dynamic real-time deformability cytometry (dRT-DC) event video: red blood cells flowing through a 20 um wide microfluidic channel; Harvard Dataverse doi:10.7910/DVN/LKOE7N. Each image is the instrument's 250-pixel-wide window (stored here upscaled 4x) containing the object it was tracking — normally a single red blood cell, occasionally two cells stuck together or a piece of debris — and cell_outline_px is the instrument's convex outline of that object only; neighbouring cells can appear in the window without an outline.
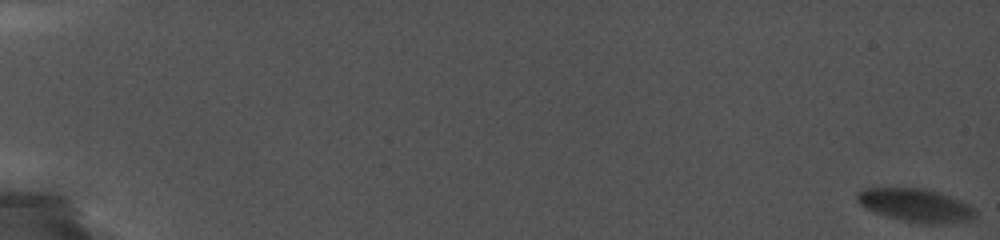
{"species": "common noctule bat (a hibernating species)", "species_latin": "Nyctalus noctula", "temperature_condition": "cold", "stored_images_in_passage": 41, "camera_frame_rate_fps": 5000, "um_per_image_px": 0.085, "animal": {"sex": "female", "body_mass_g": 19.0, "forearm_length_mm": 56.7}, "frame": {"image": 1, "passage_image": 1, "time_ms": 0.0, "image_size_px": [1000, 240], "cell_outline_px": [[976, 216], [968, 220], [936, 224], [920, 224], [888, 216], [864, 208], [856, 200], [856, 192], [864, 188], [924, 188], [940, 192], [960, 200], [968, 204], [976, 212]], "centroid_in_image_um": [77.81, 17.43], "position_along_channel_um": 7.2, "area_um2": 22.77}}
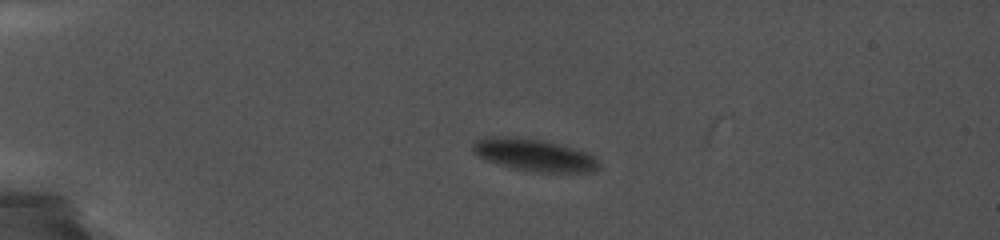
{"frame": {"image": 2, "passage_image": 28, "time_ms": 5.4, "image_size_px": [1000, 240], "cell_outline_px": [[600, 168], [596, 172], [532, 172], [512, 168], [488, 160], [472, 152], [472, 144], [476, 140], [484, 136], [508, 136], [544, 140], [572, 148], [596, 156], [600, 164]], "centroid_in_image_um": [45.42, 13.17], "position_along_channel_um": 39.6, "area_um2": 23.81}}